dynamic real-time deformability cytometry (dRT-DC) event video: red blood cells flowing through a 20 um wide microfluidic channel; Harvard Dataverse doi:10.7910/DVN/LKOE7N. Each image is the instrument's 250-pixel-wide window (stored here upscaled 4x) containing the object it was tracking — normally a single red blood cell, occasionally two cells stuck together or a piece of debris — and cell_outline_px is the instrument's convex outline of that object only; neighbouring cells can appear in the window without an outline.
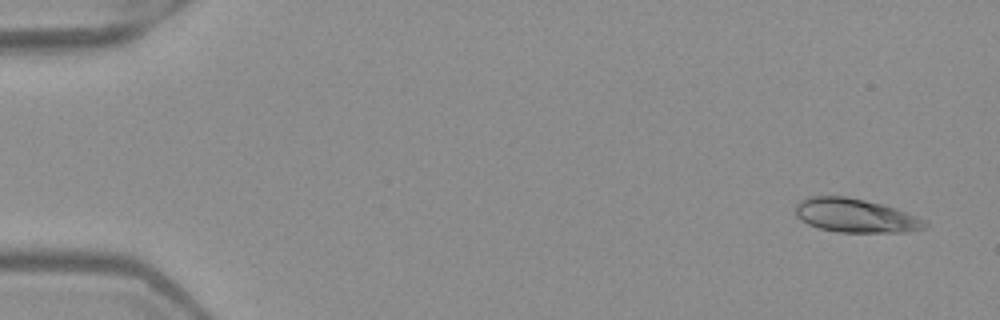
{"species": "Egyptian fruit bat (a non-hibernating species)", "species_latin": "Rousettus aegyptiacus", "temperature_condition": "warm", "stored_images_in_passage": 4, "camera_frame_rate_fps": 3000, "um_per_image_px": 0.085, "frame": {"image": 1, "passage_image": 1, "time_ms": 0.0, "image_size_px": [1000, 320], "cell_outline_px": [[928, 224], [924, 228], [904, 232], [836, 232], [820, 228], [808, 224], [800, 220], [796, 216], [796, 204], [800, 200], [808, 196], [844, 196], [864, 200], [896, 208], [924, 220]], "centroid_in_image_um": [72.66, 18.32], "position_along_channel_um": 12.3, "area_um2": 25.32}}
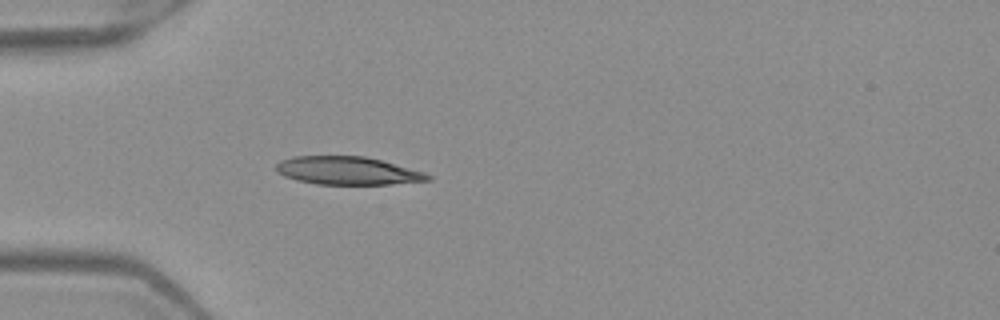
{"frame": {"image": 2, "passage_image": 4, "time_ms": 1.0, "image_size_px": [1000, 320], "cell_outline_px": [[432, 180], [392, 184], [316, 184], [296, 180], [284, 176], [276, 172], [276, 164], [280, 160], [292, 156], [364, 156], [380, 160], [424, 172], [432, 176]], "centroid_in_image_um": [29.51, 14.51], "position_along_channel_um": 55.5, "area_um2": 24.8}}